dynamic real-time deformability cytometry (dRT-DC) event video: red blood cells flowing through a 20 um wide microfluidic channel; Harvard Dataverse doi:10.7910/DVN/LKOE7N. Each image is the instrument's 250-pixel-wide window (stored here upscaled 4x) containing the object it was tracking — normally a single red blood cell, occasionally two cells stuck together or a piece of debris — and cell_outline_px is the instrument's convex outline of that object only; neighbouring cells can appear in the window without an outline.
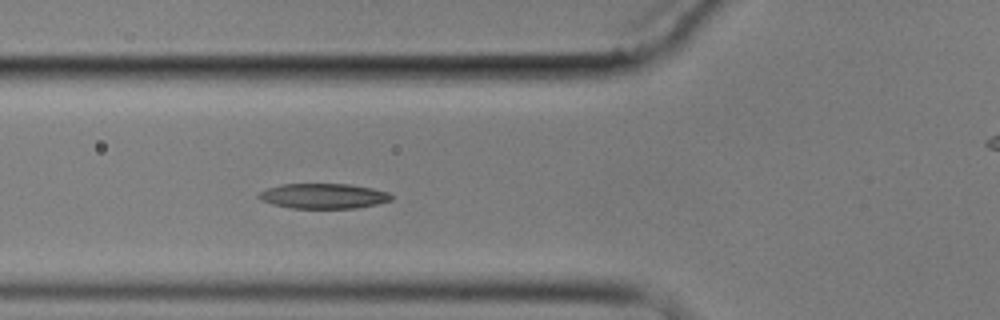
{"species": "common noctule bat (a hibernating species)", "species_latin": "Nyctalus noctula", "temperature_condition": "cold", "stored_images_in_passage": 6, "segment_of_instrument_passage": [1, 2], "camera_frame_rate_fps": 3000, "um_per_image_px": 0.085, "animal": {"sex": "male", "body_mass_g": 17.9}, "frame": {"image": 1, "passage_image": 5, "time_ms": 5.667, "image_size_px": [1000, 320], "cell_outline_px": [[392, 200], [376, 204], [356, 208], [292, 208], [272, 204], [260, 200], [256, 196], [260, 192], [268, 188], [280, 184], [348, 184], [372, 188], [388, 192], [392, 196]], "centroid_in_image_um": [27.47, 16.66], "position_along_channel_um": 98.3, "area_um2": 19.36}}